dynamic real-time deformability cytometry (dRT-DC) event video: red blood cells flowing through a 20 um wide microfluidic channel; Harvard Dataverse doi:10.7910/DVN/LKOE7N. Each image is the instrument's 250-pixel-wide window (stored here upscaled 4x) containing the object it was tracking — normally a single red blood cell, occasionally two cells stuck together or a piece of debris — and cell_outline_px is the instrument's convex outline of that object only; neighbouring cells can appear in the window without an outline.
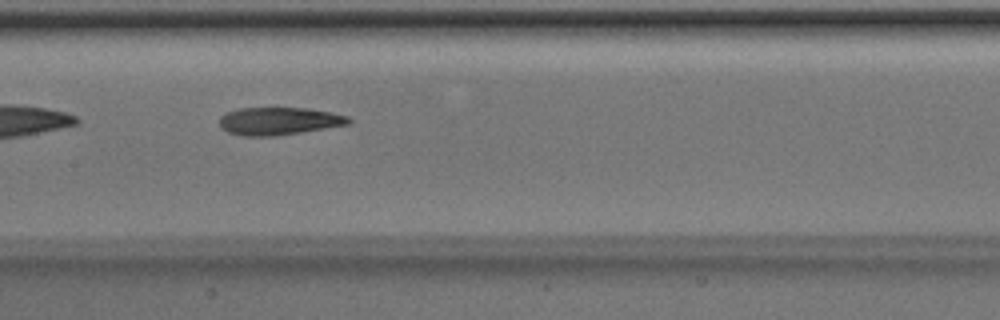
{"species": "Egyptian fruit bat (a non-hibernating species)", "species_latin": "Rousettus aegyptiacus", "temperature_condition": "room temperature", "stored_images_in_passage": 9, "camera_frame_rate_fps": 3000, "um_per_image_px": 0.085, "animal": {"sex": "male"}, "frame": {"image": 1, "passage_image": 7, "time_ms": 2.0, "image_size_px": [1000, 320], "cell_outline_px": [[352, 124], [276, 136], [244, 136], [228, 132], [220, 128], [220, 116], [224, 112], [236, 108], [308, 108], [332, 112], [348, 116], [352, 120]], "centroid_in_image_um": [23.71, 10.29], "position_along_channel_um": 183.7, "area_um2": 21.15}}
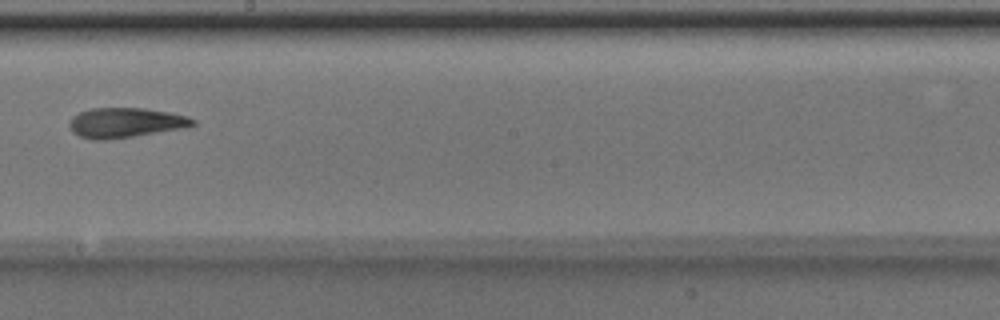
{"frame": {"image": 2, "passage_image": 8, "time_ms": 2.333, "image_size_px": [1000, 320], "cell_outline_px": [[196, 124], [188, 128], [104, 140], [96, 140], [80, 136], [72, 132], [68, 124], [72, 116], [80, 112], [92, 108], [144, 108], [172, 112], [188, 116], [196, 120]], "centroid_in_image_um": [10.71, 10.42], "position_along_channel_um": 237.5, "area_um2": 21.68}}
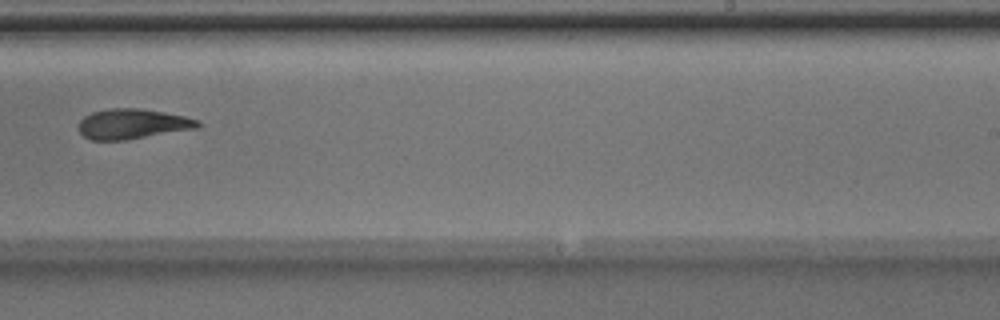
{"frame": {"image": 3, "passage_image": 9, "time_ms": 2.667, "image_size_px": [1000, 320], "cell_outline_px": [[200, 124], [196, 128], [128, 140], [92, 140], [84, 136], [76, 128], [80, 120], [84, 116], [92, 112], [108, 108], [140, 108], [164, 112], [184, 116], [200, 120]], "centroid_in_image_um": [11.22, 10.53], "position_along_channel_um": 277.8, "area_um2": 21.04}}